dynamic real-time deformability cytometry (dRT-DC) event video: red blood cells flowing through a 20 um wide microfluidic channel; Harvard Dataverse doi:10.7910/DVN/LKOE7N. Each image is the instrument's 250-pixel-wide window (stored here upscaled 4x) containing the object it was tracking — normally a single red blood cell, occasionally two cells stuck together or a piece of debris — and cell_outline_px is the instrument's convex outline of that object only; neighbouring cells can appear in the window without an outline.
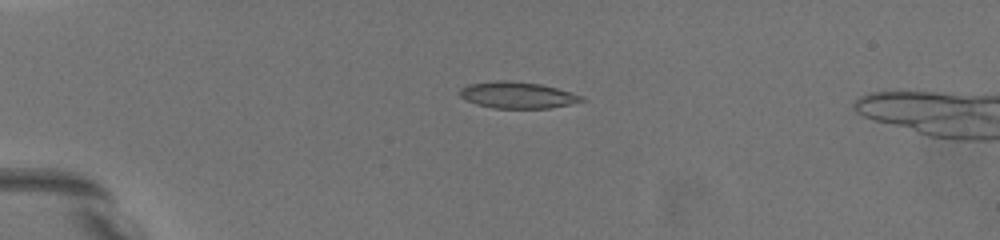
{"species": "common noctule bat (a hibernating species)", "species_latin": "Nyctalus noctula", "temperature_condition": "warm", "stored_images_in_passage": 11, "camera_frame_rate_fps": 3000, "um_per_image_px": 0.085, "animal": {"sex": "female", "body_mass_g": 19.5, "forearm_length_mm": 54.1}, "frame": {"image": 1, "passage_image": 1, "time_ms": 0.0, "image_size_px": [1000, 240], "cell_outline_px": [[588, 100], [548, 108], [492, 108], [476, 104], [460, 96], [460, 88], [468, 84], [496, 80], [504, 80], [540, 84], [556, 88], [584, 96]], "centroid_in_image_um": [43.98, 8.08], "position_along_channel_um": 41.0, "area_um2": 18.67}}
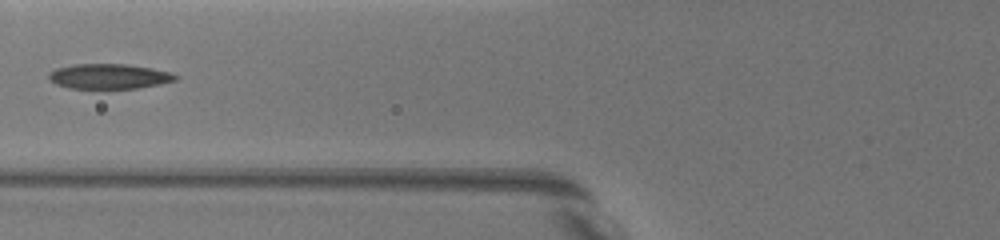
{"frame": {"image": 2, "passage_image": 8, "time_ms": 3.333, "image_size_px": [1000, 240], "cell_outline_px": [[180, 76], [176, 80], [160, 84], [136, 88], [68, 88], [56, 84], [48, 80], [48, 72], [56, 68], [72, 64], [128, 64], [152, 68], [172, 72]], "centroid_in_image_um": [9.26, 6.48], "position_along_channel_um": 116.5, "area_um2": 18.67}}
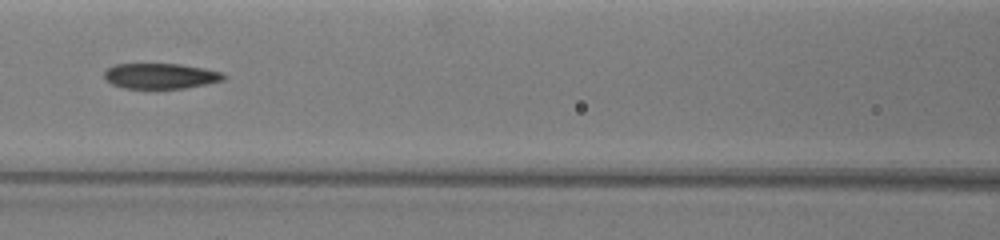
{"frame": {"image": 3, "passage_image": 10, "time_ms": 4.333, "image_size_px": [1000, 240], "cell_outline_px": [[228, 76], [224, 80], [184, 88], [124, 88], [112, 84], [104, 76], [104, 72], [108, 68], [116, 64], [180, 64], [224, 72]], "centroid_in_image_um": [13.68, 6.45], "position_along_channel_um": 152.9, "area_um2": 17.57}}